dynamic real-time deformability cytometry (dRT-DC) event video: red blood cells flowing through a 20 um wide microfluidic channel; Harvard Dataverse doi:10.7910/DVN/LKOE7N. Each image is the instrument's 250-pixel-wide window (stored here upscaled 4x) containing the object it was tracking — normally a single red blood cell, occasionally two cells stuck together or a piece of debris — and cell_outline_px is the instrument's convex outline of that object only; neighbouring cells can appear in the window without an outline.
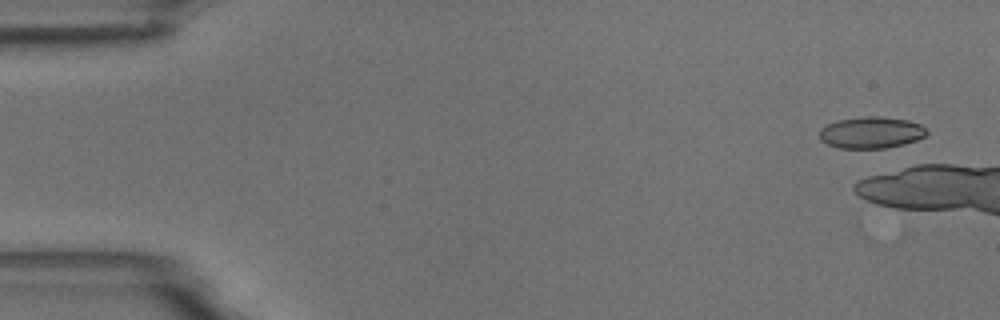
{"species": "common noctule bat (a hibernating species)", "species_latin": "Nyctalus noctula", "temperature_condition": "room temperature", "stored_images_in_passage": 7, "camera_frame_rate_fps": 3000, "um_per_image_px": 0.085, "animal": {"sex": "male", "body_mass_g": 18.8}, "frame": {"image": 1, "passage_image": 1, "time_ms": 0.0, "image_size_px": [1000, 320], "cell_outline_px": [[928, 132], [924, 136], [916, 140], [904, 144], [884, 148], [836, 148], [820, 140], [820, 128], [836, 120], [860, 116], [880, 116], [908, 120], [920, 124], [928, 128]], "centroid_in_image_um": [74.05, 11.25], "position_along_channel_um": 11.0, "area_um2": 19.94}}